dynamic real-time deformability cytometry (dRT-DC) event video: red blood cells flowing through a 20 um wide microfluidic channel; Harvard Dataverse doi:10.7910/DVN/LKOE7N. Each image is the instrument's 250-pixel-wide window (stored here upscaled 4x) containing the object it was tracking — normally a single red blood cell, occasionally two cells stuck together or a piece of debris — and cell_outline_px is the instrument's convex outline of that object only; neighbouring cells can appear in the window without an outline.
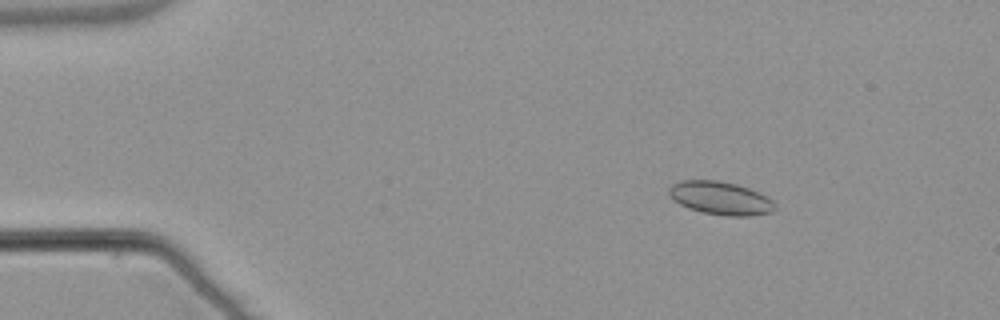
{"species": "common noctule bat (a hibernating species)", "species_latin": "Nyctalus noctula", "temperature_condition": "warm", "stored_images_in_passage": 55, "camera_frame_rate_fps": 3000, "um_per_image_px": 0.085, "animal": {"sex": "male", "body_mass_g": 21.5, "forearm_length_mm": 52.0}, "frame": {"image": 1, "passage_image": 9, "time_ms": 2.667, "image_size_px": [1000, 320], "cell_outline_px": [[776, 208], [772, 212], [748, 216], [728, 216], [704, 212], [688, 208], [680, 204], [668, 192], [668, 188], [672, 184], [680, 180], [716, 180], [736, 184], [748, 188], [772, 200], [776, 204]], "centroid_in_image_um": [61.24, 16.84], "position_along_channel_um": 23.8, "area_um2": 20.23}}
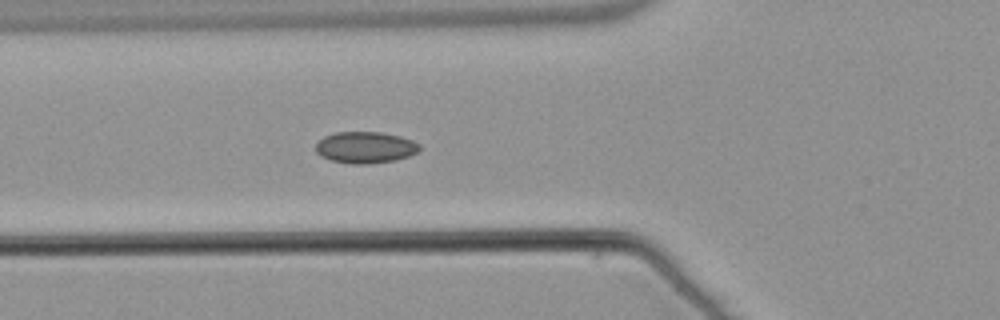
{"frame": {"image": 2, "passage_image": 21, "time_ms": 6.667, "image_size_px": [1000, 320], "cell_outline_px": [[420, 148], [416, 152], [408, 156], [396, 160], [368, 164], [352, 164], [332, 160], [320, 156], [316, 152], [316, 144], [324, 136], [336, 132], [380, 132], [400, 136], [412, 140], [420, 144]], "centroid_in_image_um": [31.05, 12.53], "position_along_channel_um": 94.8, "area_um2": 19.02}}
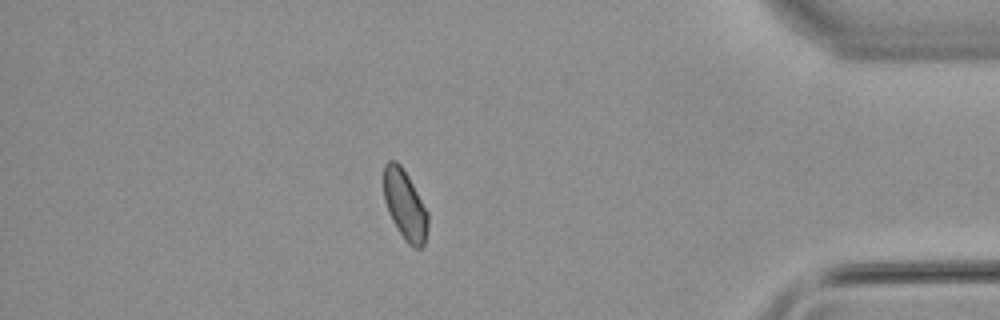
{"frame": {"image": 3, "passage_image": 48, "time_ms": 15.667, "image_size_px": [1000, 320], "cell_outline_px": [[428, 228], [424, 244], [420, 248], [416, 248], [408, 244], [404, 240], [392, 220], [388, 212], [384, 200], [384, 164], [388, 160], [396, 160], [400, 164], [408, 176], [428, 212]], "centroid_in_image_um": [34.41, 17.42], "position_along_channel_um": 400.8, "area_um2": 17.98}, "authors_computed_cell_mechanics": {"area_um2": 18.6694, "velocity_mm_per_s": 3.8271, "shape_relaxation_time_tau1_ms": null, "shape_relaxation_time_tau2_ms": 5.5469, "deformation_change_tau1": null, "deformation_change_tau2": 0.0894}}